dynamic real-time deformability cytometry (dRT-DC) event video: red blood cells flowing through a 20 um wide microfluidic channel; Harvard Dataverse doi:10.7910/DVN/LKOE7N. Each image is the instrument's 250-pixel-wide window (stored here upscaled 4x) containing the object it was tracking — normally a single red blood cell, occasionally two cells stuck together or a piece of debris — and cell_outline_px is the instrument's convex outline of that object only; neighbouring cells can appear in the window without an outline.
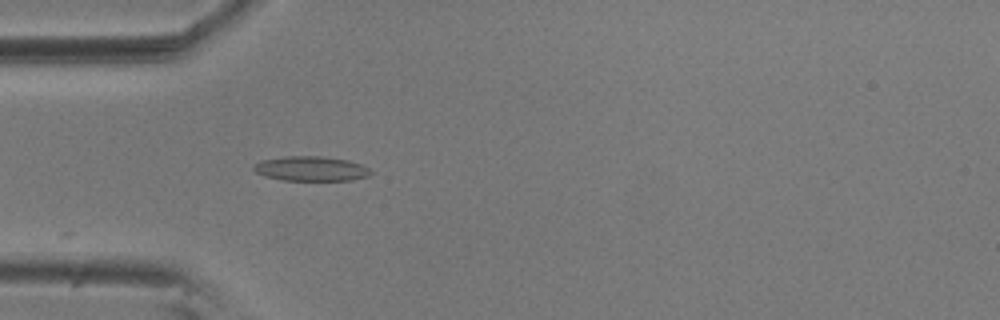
{"species": "common noctule bat (a hibernating species)", "species_latin": "Nyctalus noctula", "temperature_condition": "room temperature", "stored_images_in_passage": 19, "camera_frame_rate_fps": 3000, "um_per_image_px": 0.085, "animal": {"sex": "male", "body_mass_g": 20.5, "forearm_length_mm": 52.5}, "frame": {"image": 1, "passage_image": 1, "time_ms": 0.0, "image_size_px": [1000, 320], "cell_outline_px": [[372, 172], [368, 176], [352, 180], [284, 180], [264, 176], [256, 172], [252, 168], [260, 160], [284, 156], [324, 156], [348, 160], [360, 164], [368, 168]], "centroid_in_image_um": [26.42, 14.33], "position_along_channel_um": 58.6, "area_um2": 16.82}}
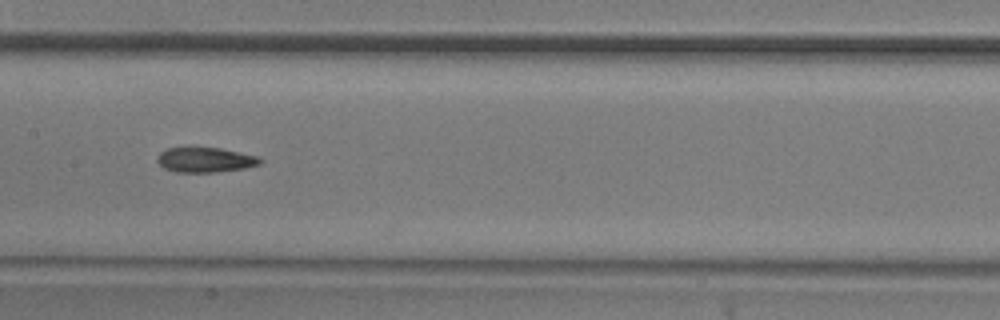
{"frame": {"image": 2, "passage_image": 12, "time_ms": 3.667, "image_size_px": [1000, 320], "cell_outline_px": [[264, 160], [260, 164], [244, 168], [216, 172], [176, 172], [164, 168], [156, 160], [156, 156], [160, 152], [168, 148], [192, 144], [220, 148], [240, 152], [256, 156]], "centroid_in_image_um": [17.39, 13.54], "position_along_channel_um": 190.0, "area_um2": 15.61}}
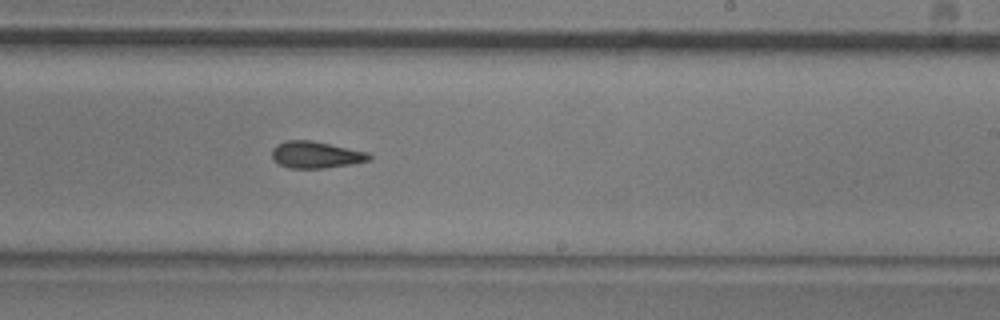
{"frame": {"image": 3, "passage_image": 18, "time_ms": 5.667, "image_size_px": [1000, 320], "cell_outline_px": [[372, 156], [368, 160], [352, 164], [324, 168], [288, 168], [272, 160], [272, 148], [276, 144], [284, 140], [312, 140], [368, 152]], "centroid_in_image_um": [26.81, 13.15], "position_along_channel_um": 262.2, "area_um2": 15.26}}